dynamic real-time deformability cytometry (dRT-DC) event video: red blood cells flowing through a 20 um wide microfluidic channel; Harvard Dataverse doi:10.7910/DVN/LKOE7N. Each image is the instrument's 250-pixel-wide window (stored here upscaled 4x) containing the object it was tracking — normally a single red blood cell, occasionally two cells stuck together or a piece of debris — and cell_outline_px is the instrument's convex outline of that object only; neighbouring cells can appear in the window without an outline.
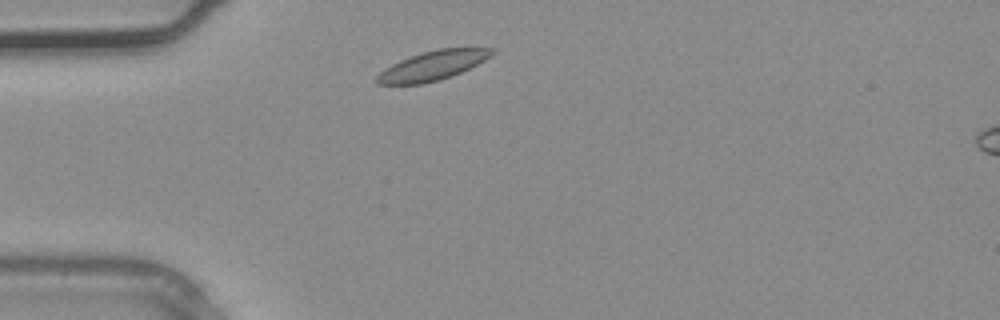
{"species": "common noctule bat (a hibernating species)", "species_latin": "Nyctalus noctula", "temperature_condition": "warm", "stored_images_in_passage": 1, "camera_frame_rate_fps": 3000, "um_per_image_px": 0.085, "animal": {"sex": "male", "body_mass_g": 20.4}, "frame": {"image": 1, "passage_image": 1, "time_ms": 0.0, "image_size_px": [1000, 320], "cell_outline_px": [[496, 52], [484, 60], [452, 76], [440, 80], [420, 84], [376, 84], [372, 80], [384, 68], [400, 60], [436, 48], [472, 44], [496, 48]], "centroid_in_image_um": [36.87, 5.51], "position_along_channel_um": 48.1, "area_um2": 20.46}}